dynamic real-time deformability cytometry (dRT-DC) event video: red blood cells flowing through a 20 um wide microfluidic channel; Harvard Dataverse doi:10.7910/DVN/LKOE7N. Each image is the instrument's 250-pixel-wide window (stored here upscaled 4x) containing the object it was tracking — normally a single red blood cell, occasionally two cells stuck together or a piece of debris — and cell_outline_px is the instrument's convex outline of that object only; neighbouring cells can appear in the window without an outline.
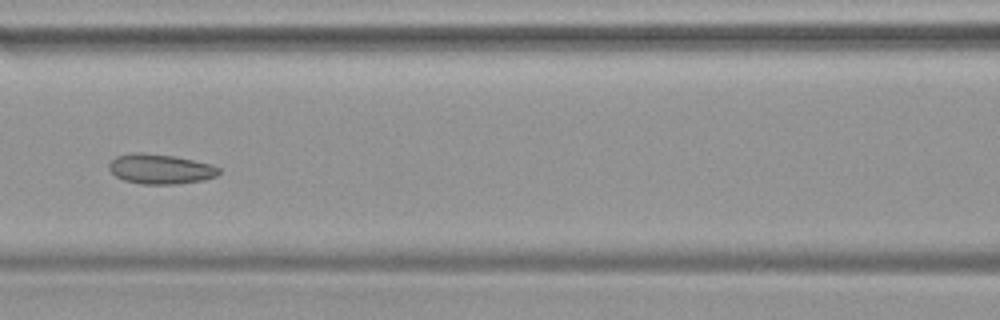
{"species": "common noctule bat (a hibernating species)", "species_latin": "Nyctalus noctula", "temperature_condition": "warm", "stored_images_in_passage": 47, "camera_frame_rate_fps": 3000, "um_per_image_px": 0.085, "animal": {"sex": "female", "body_mass_g": 19.9}, "frame": {"image": 1, "passage_image": 21, "time_ms": 6.667, "image_size_px": [1000, 320], "cell_outline_px": [[220, 172], [216, 176], [204, 180], [176, 184], [140, 184], [124, 180], [116, 176], [108, 168], [108, 164], [116, 156], [128, 152], [140, 152], [176, 156], [212, 164], [220, 168]], "centroid_in_image_um": [13.63, 14.35], "position_along_channel_um": 153.0, "area_um2": 19.36}}